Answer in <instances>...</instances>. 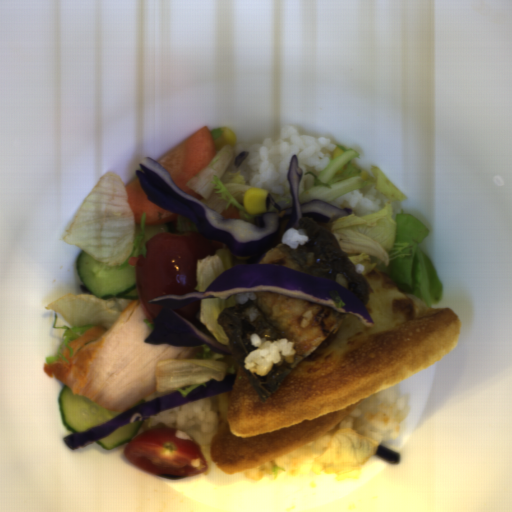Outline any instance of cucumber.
<instances>
[{"label": "cucumber", "mask_w": 512, "mask_h": 512, "mask_svg": "<svg viewBox=\"0 0 512 512\" xmlns=\"http://www.w3.org/2000/svg\"><path fill=\"white\" fill-rule=\"evenodd\" d=\"M76 268L82 284L97 298L140 299L136 266L129 264L124 269H120V264L109 266L82 250L77 257Z\"/></svg>", "instance_id": "obj_1"}, {"label": "cucumber", "mask_w": 512, "mask_h": 512, "mask_svg": "<svg viewBox=\"0 0 512 512\" xmlns=\"http://www.w3.org/2000/svg\"><path fill=\"white\" fill-rule=\"evenodd\" d=\"M143 421L144 420L142 419L124 425L118 430L114 431L113 433L106 435L102 438H99L94 442L98 444L101 448H103L105 451H111L112 449L123 445L124 443L138 435Z\"/></svg>", "instance_id": "obj_3"}, {"label": "cucumber", "mask_w": 512, "mask_h": 512, "mask_svg": "<svg viewBox=\"0 0 512 512\" xmlns=\"http://www.w3.org/2000/svg\"><path fill=\"white\" fill-rule=\"evenodd\" d=\"M164 232H169L166 223L160 224V225H146L145 224V239H146V242L150 238H152L153 236H155L157 234H160V233H164Z\"/></svg>", "instance_id": "obj_4"}, {"label": "cucumber", "mask_w": 512, "mask_h": 512, "mask_svg": "<svg viewBox=\"0 0 512 512\" xmlns=\"http://www.w3.org/2000/svg\"><path fill=\"white\" fill-rule=\"evenodd\" d=\"M58 405L62 423L72 434L94 429L123 413L110 411L83 395H73L66 384L60 393Z\"/></svg>", "instance_id": "obj_2"}]
</instances>
